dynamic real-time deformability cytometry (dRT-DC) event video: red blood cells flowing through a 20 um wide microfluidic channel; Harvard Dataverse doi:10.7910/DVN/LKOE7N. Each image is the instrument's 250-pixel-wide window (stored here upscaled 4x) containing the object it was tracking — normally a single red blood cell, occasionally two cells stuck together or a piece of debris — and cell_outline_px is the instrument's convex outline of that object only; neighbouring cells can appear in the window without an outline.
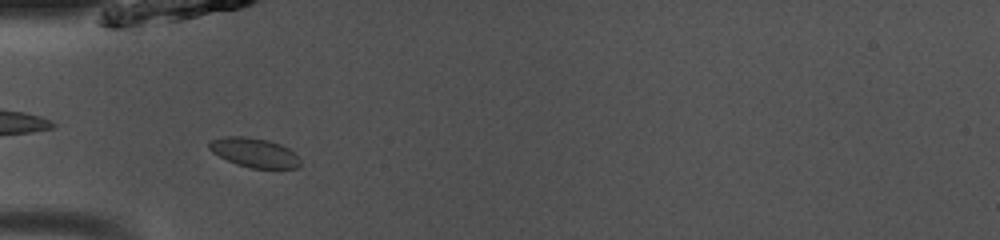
{"species": "common noctule bat (a hibernating species)", "species_latin": "Nyctalus noctula", "temperature_condition": "room temperature", "stored_images_in_passage": 8, "camera_frame_rate_fps": 3000, "um_per_image_px": 0.085, "animal": {"sex": "male", "body_mass_g": 13.0, "forearm_length_mm": 53.1}, "frame": {"image": 1, "passage_image": 2, "time_ms": 0.333, "image_size_px": [1000, 240], "cell_outline_px": [[300, 168], [252, 168], [236, 164], [212, 152], [208, 148], [208, 140], [224, 136], [244, 136], [268, 140], [280, 144], [288, 148], [300, 156]], "centroid_in_image_um": [21.62, 12.96], "position_along_channel_um": 63.4, "area_um2": 15.72}}